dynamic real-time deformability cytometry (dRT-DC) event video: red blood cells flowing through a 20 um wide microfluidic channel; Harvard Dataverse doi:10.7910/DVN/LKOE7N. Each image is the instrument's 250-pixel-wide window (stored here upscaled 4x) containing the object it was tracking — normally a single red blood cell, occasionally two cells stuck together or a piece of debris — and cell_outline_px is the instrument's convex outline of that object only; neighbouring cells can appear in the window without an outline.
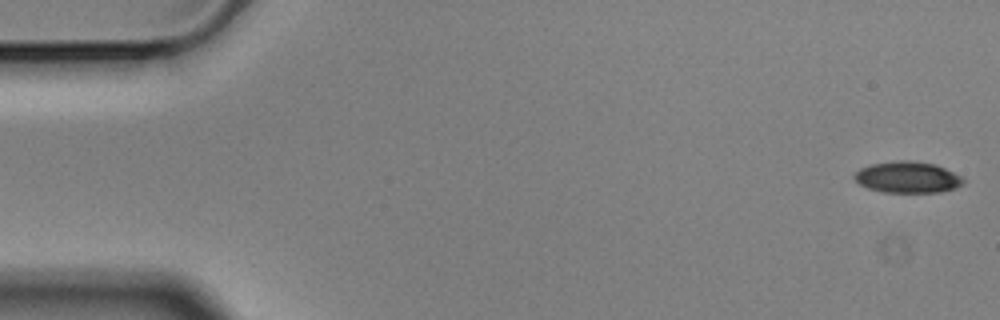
{"species": "Egyptian fruit bat (a non-hibernating species)", "species_latin": "Rousettus aegyptiacus", "temperature_condition": "cold", "stored_images_in_passage": 56, "camera_frame_rate_fps": 3000, "um_per_image_px": 0.085, "animal": {"sex": "male"}, "frame": {"image": 1, "passage_image": 1, "time_ms": 0.0, "image_size_px": [1000, 320], "cell_outline_px": [[964, 184], [956, 188], [940, 192], [884, 192], [868, 188], [860, 184], [852, 176], [860, 168], [872, 164], [896, 160], [908, 160], [936, 164], [960, 176], [964, 180]], "centroid_in_image_um": [77.14, 15.06], "position_along_channel_um": 7.9, "area_um2": 19.83}}
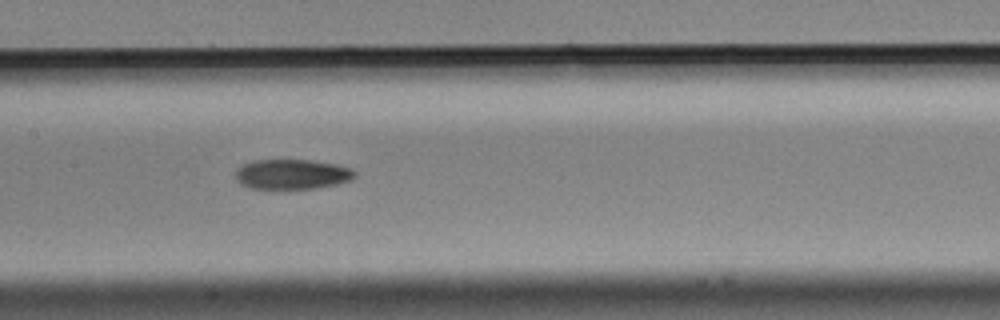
{"frame": {"image": 2, "passage_image": 27, "time_ms": 8.667, "image_size_px": [1000, 320], "cell_outline_px": [[356, 176], [352, 180], [336, 184], [316, 188], [252, 188], [236, 180], [236, 168], [244, 164], [256, 160], [312, 160], [336, 164], [352, 168], [356, 172]], "centroid_in_image_um": [24.88, 14.8], "position_along_channel_um": 182.5, "area_um2": 20.69}}
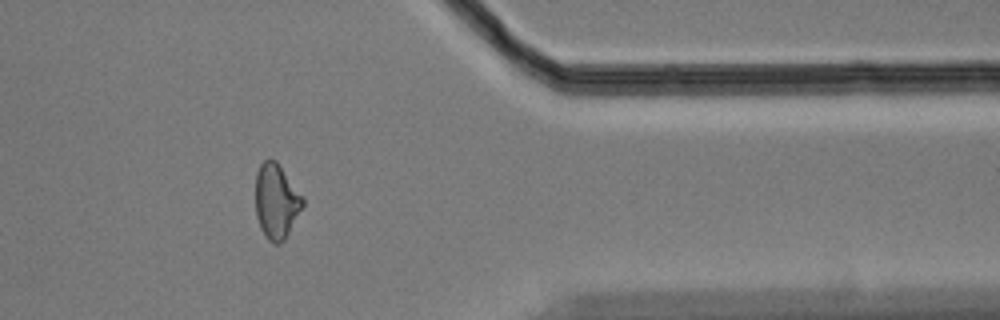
{"frame": {"image": 3, "passage_image": 46, "time_ms": 15.0, "image_size_px": [1000, 320], "cell_outline_px": [[304, 204], [284, 240], [280, 244], [272, 244], [268, 240], [260, 228], [256, 216], [256, 172], [260, 164], [268, 156], [276, 160], [304, 196]], "centroid_in_image_um": [23.48, 17.08], "position_along_channel_um": 387.9, "area_um2": 20.87}, "authors_computed_cell_mechanics": {"area_um2": 21.0103, "velocity_mm_per_s": 3.535, "shape_relaxation_time_tau1_ms": 7.8915, "shape_relaxation_time_tau2_ms": 8.5566, "deformation_change_tau1": 0.1753, "deformation_change_tau2": 0.1431}}